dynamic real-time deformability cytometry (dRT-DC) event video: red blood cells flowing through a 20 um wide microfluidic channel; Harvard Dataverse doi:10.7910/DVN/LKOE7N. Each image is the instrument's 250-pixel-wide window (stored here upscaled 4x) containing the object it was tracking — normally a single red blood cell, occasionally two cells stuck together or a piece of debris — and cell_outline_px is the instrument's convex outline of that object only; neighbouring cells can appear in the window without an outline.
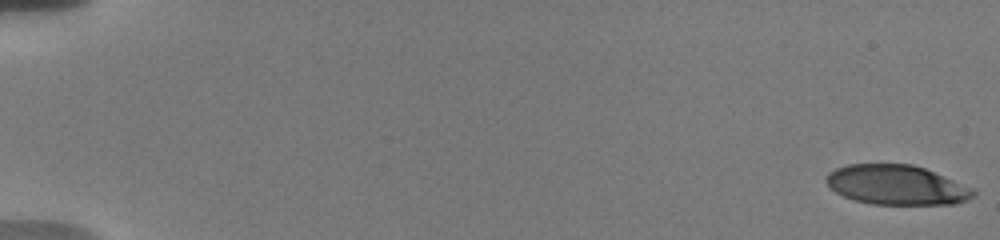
{"species": "human", "species_latin": "Homo sapiens", "temperature_condition": "warm", "stored_images_in_passage": 56, "camera_frame_rate_fps": 3000, "um_per_image_px": 0.085, "donor": {"sex": "male"}, "frame": {"image": 1, "passage_image": 1, "time_ms": 0.0, "image_size_px": [1000, 240], "cell_outline_px": [[976, 196], [968, 200], [956, 204], [872, 204], [852, 200], [828, 188], [824, 180], [828, 172], [836, 168], [848, 164], [912, 164], [924, 168], [976, 188]], "centroid_in_image_um": [76.22, 15.72], "position_along_channel_um": 8.8, "area_um2": 34.51}}
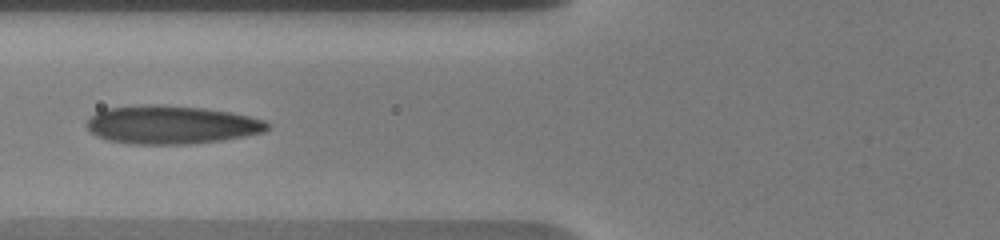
{"frame": {"image": 2, "passage_image": 24, "time_ms": 7.667, "image_size_px": [1000, 240], "cell_outline_px": [[272, 124], [264, 132], [224, 140], [188, 144], [128, 144], [108, 140], [96, 136], [84, 124], [96, 112], [104, 108], [140, 104], [160, 104], [204, 108], [232, 112], [264, 120]], "centroid_in_image_um": [14.55, 10.6], "position_along_channel_um": 111.3, "area_um2": 40.81}}
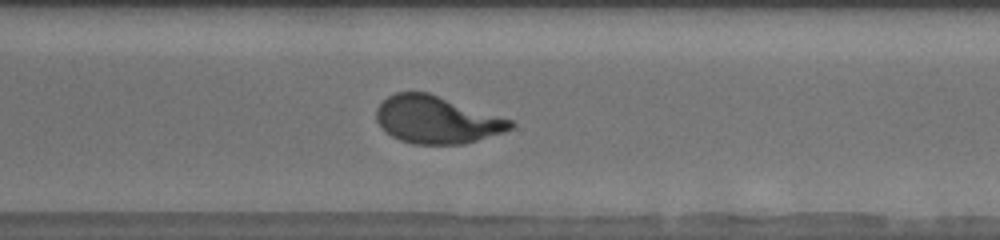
{"frame": {"image": 3, "passage_image": 42, "time_ms": 13.667, "image_size_px": [1000, 240], "cell_outline_px": [[516, 124], [512, 128], [504, 132], [464, 144], [412, 144], [400, 140], [392, 136], [376, 120], [376, 108], [388, 96], [396, 92], [428, 92], [512, 120]], "centroid_in_image_um": [37.12, 10.18], "position_along_channel_um": 333.5, "area_um2": 36.82}, "authors_computed_cell_mechanics": {"area_um2": 37.3677, "velocity_mm_per_s": 3.7108, "shape_relaxation_time_tau1_ms": 6.1161, "shape_relaxation_time_tau2_ms": null, "deformation_change_tau1": 0.254, "deformation_change_tau2": null}}